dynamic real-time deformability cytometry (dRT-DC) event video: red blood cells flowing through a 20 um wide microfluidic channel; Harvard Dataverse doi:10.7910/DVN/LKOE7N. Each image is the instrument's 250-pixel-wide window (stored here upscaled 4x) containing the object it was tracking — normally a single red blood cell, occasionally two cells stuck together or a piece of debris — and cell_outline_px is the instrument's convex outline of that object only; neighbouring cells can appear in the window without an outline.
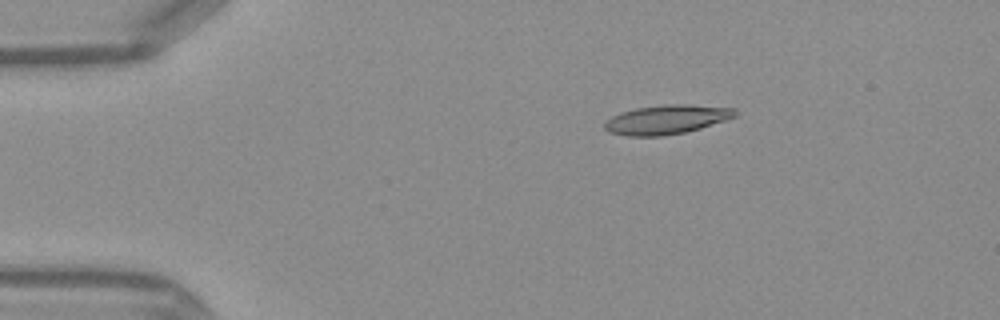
{"species": "Egyptian fruit bat (a non-hibernating species)", "species_latin": "Rousettus aegyptiacus", "temperature_condition": "warm", "stored_images_in_passage": 8, "camera_frame_rate_fps": 3000, "um_per_image_px": 0.085, "frame": {"image": 1, "passage_image": 1, "time_ms": 0.0, "image_size_px": [1000, 320], "cell_outline_px": [[740, 112], [736, 116], [700, 128], [684, 132], [664, 136], [628, 136], [608, 132], [604, 128], [604, 120], [620, 112], [636, 108], [668, 104], [684, 104], [736, 108]], "centroid_in_image_um": [56.64, 10.16], "position_along_channel_um": 28.4, "area_um2": 22.25}}